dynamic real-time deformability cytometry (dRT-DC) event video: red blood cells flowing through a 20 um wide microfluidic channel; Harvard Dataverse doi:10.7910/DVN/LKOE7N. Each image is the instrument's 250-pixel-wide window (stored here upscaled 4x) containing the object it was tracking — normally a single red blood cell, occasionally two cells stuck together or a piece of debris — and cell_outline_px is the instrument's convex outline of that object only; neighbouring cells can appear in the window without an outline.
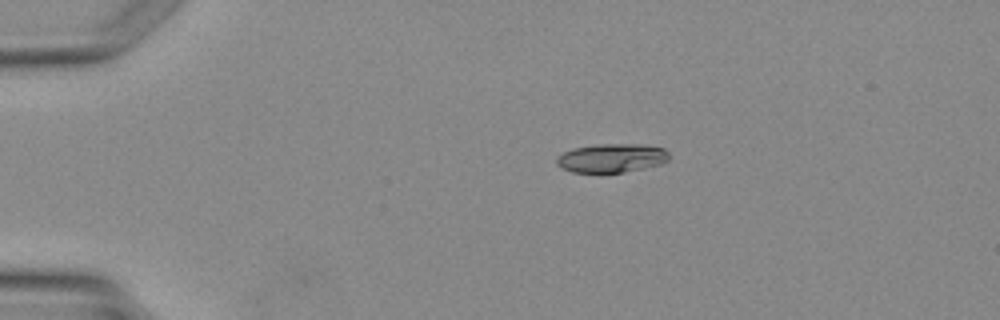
{"species": "Egyptian fruit bat (a non-hibernating species)", "species_latin": "Rousettus aegyptiacus", "temperature_condition": "warm", "stored_images_in_passage": 2, "camera_frame_rate_fps": 3000, "um_per_image_px": 0.085, "animal": {"sex": "female"}, "frame": {"image": 1, "passage_image": 1, "time_ms": 0.0, "image_size_px": [1000, 320], "cell_outline_px": [[668, 160], [660, 164], [644, 168], [624, 172], [572, 172], [560, 168], [556, 164], [556, 156], [572, 148], [600, 144], [644, 144], [664, 148], [668, 152]], "centroid_in_image_um": [51.96, 13.43], "position_along_channel_um": 33.0, "area_um2": 18.96}}